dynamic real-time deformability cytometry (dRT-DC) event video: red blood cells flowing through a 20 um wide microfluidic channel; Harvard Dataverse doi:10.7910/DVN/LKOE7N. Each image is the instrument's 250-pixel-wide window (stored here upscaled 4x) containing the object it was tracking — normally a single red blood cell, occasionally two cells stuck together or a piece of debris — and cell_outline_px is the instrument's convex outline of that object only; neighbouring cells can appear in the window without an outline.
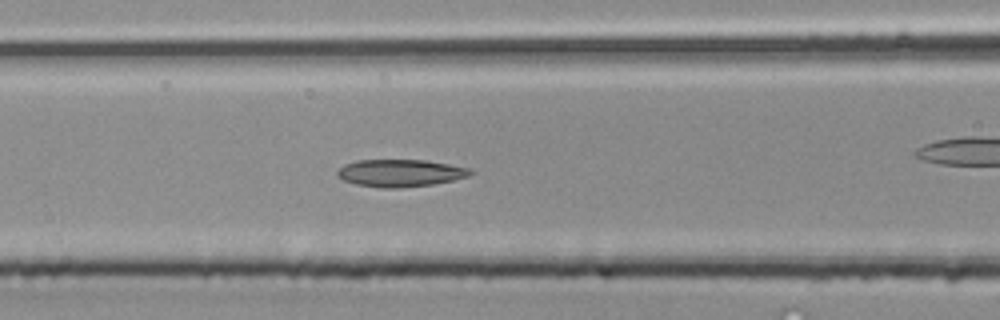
{"species": "common noctule bat (a hibernating species)", "species_latin": "Nyctalus noctula", "temperature_condition": "room temperature", "stored_images_in_passage": 38, "camera_frame_rate_fps": 3000, "um_per_image_px": 0.085, "animal": {"sex": "male", "body_mass_g": 20.4}, "frame": {"image": 1, "passage_image": 12, "time_ms": 3.667, "image_size_px": [1000, 320], "cell_outline_px": [[476, 172], [468, 176], [452, 180], [432, 184], [396, 188], [384, 188], [356, 184], [344, 180], [336, 176], [336, 172], [344, 164], [356, 160], [424, 160], [472, 168]], "centroid_in_image_um": [34.03, 14.7], "position_along_channel_um": 132.6, "area_um2": 21.15}}
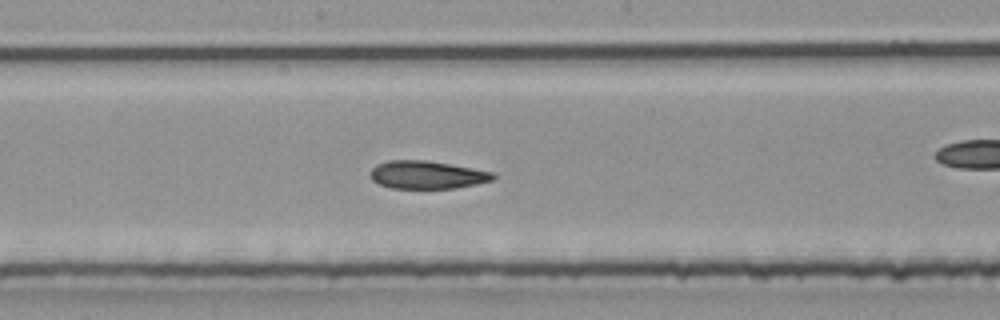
{"frame": {"image": 2, "passage_image": 17, "time_ms": 5.333, "image_size_px": [1000, 320], "cell_outline_px": [[496, 176], [492, 180], [476, 184], [456, 188], [392, 188], [380, 184], [372, 180], [368, 176], [368, 172], [376, 164], [388, 160], [428, 160], [496, 172]], "centroid_in_image_um": [36.28, 14.85], "position_along_channel_um": 211.9, "area_um2": 20.23}}
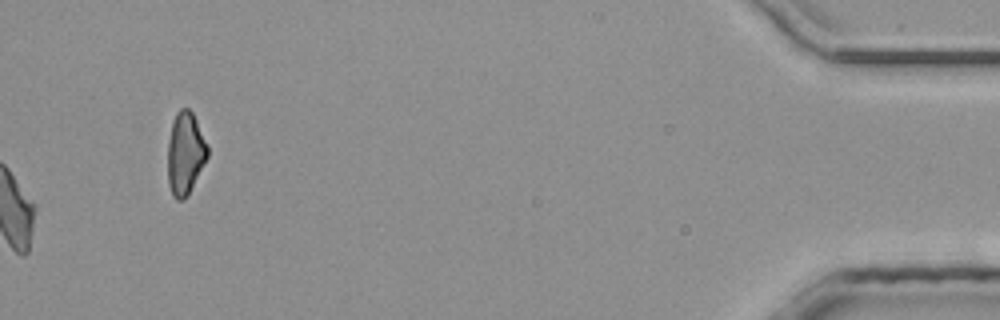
{"frame": {"image": 3, "passage_image": 38, "time_ms": 12.333, "image_size_px": [1000, 320], "cell_outline_px": [[208, 156], [188, 196], [184, 200], [176, 200], [172, 196], [168, 184], [168, 140], [172, 120], [176, 112], [180, 108], [188, 108], [192, 112], [208, 144]], "centroid_in_image_um": [15.74, 13.05], "position_along_channel_um": 419.5, "area_um2": 19.42}}